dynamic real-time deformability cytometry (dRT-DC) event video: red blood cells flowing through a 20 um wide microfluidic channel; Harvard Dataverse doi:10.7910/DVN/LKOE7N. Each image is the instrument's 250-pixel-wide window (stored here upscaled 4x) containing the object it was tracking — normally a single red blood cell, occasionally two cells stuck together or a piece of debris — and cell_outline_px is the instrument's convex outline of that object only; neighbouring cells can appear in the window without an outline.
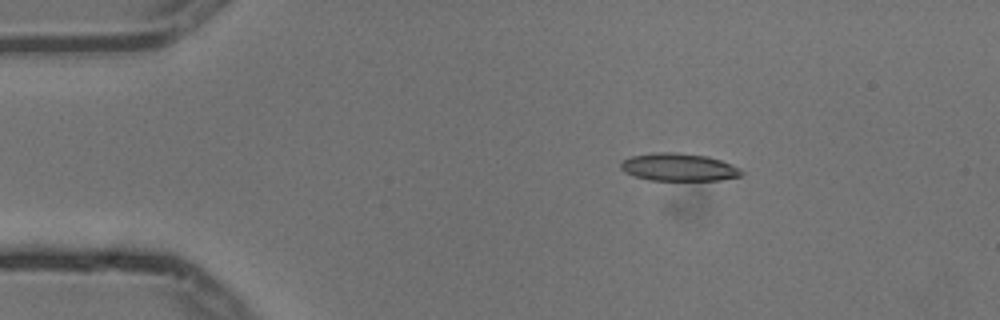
{"species": "common noctule bat (a hibernating species)", "species_latin": "Nyctalus noctula", "temperature_condition": "cold", "stored_images_in_passage": 3, "camera_frame_rate_fps": 3000, "um_per_image_px": 0.085, "animal": {"sex": "male", "body_mass_g": 13.3}, "frame": {"image": 1, "passage_image": 1, "time_ms": 0.0, "image_size_px": [1000, 320], "cell_outline_px": [[744, 172], [740, 176], [720, 180], [648, 180], [624, 172], [620, 168], [620, 164], [624, 160], [632, 156], [652, 152], [676, 152], [708, 156], [720, 160], [740, 168]], "centroid_in_image_um": [57.69, 14.2], "position_along_channel_um": 27.3, "area_um2": 19.48}}
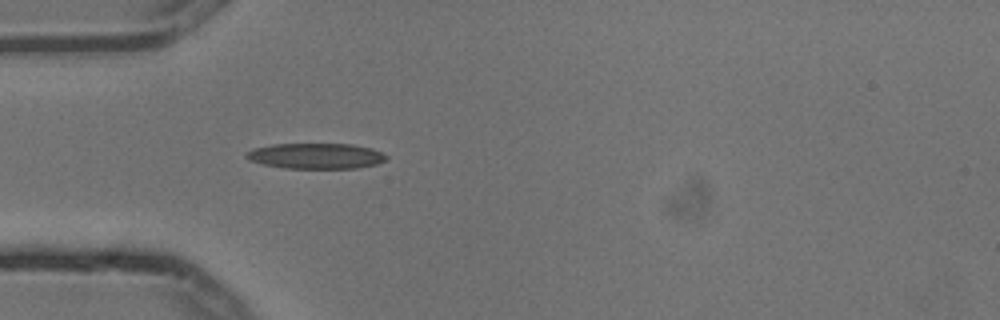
{"frame": {"image": 2, "passage_image": 3, "time_ms": 0.667, "image_size_px": [1000, 320], "cell_outline_px": [[388, 156], [384, 160], [376, 164], [356, 168], [284, 168], [264, 164], [248, 160], [244, 156], [252, 148], [272, 144], [352, 144], [372, 148]], "centroid_in_image_um": [26.82, 13.25], "position_along_channel_um": 58.2, "area_um2": 20.81}}